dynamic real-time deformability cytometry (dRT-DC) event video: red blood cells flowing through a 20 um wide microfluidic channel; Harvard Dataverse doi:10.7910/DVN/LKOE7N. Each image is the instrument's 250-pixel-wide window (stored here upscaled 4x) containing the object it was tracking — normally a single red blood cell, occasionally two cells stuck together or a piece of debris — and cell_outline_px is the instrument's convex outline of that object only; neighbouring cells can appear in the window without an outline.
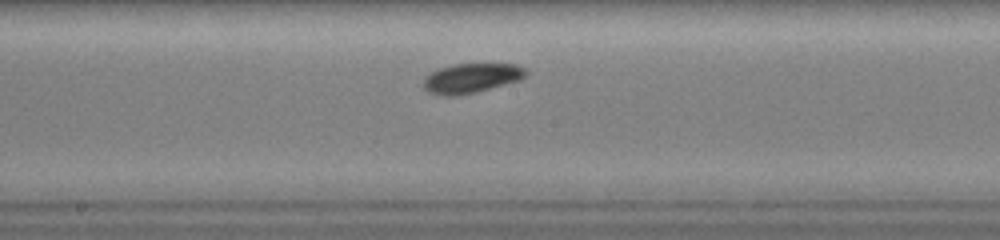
{"species": "common noctule bat (a hibernating species)", "species_latin": "Nyctalus noctula", "temperature_condition": "warm", "stored_images_in_passage": 30, "camera_frame_rate_fps": 3000, "um_per_image_px": 0.085, "animal": {"sex": "female", "body_mass_g": 19.0, "forearm_length_mm": 51.5}, "frame": {"image": 1, "passage_image": 14, "time_ms": 4.333, "image_size_px": [1000, 240], "cell_outline_px": [[528, 72], [520, 80], [476, 92], [456, 96], [444, 96], [428, 92], [424, 88], [424, 76], [440, 68], [452, 64], [516, 64], [528, 68]], "centroid_in_image_um": [40.08, 6.64], "position_along_channel_um": 208.1, "area_um2": 17.74}}
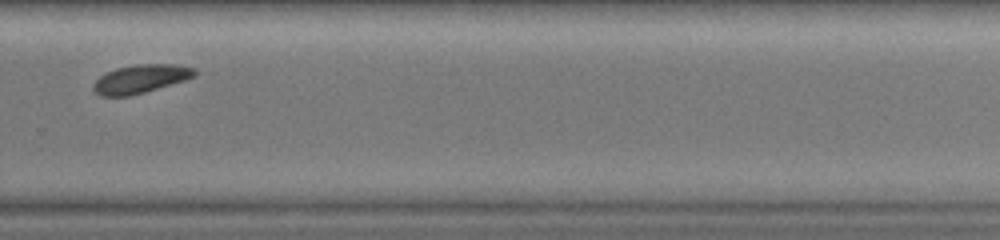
{"frame": {"image": 2, "passage_image": 22, "time_ms": 7.0, "image_size_px": [1000, 240], "cell_outline_px": [[196, 76], [184, 80], [132, 96], [100, 96], [92, 88], [96, 80], [100, 76], [116, 68], [136, 64], [172, 64], [192, 68], [196, 72]], "centroid_in_image_um": [11.93, 6.71], "position_along_channel_um": 317.9, "area_um2": 16.59}}
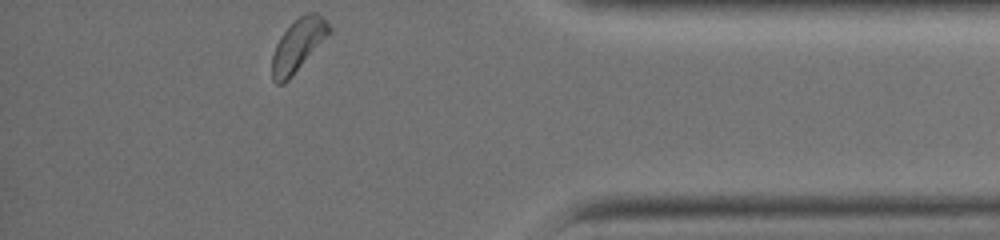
{"frame": {"image": 3, "passage_image": 30, "time_ms": 9.667, "image_size_px": [1000, 240], "cell_outline_px": [[332, 32], [292, 76], [284, 84], [276, 84], [272, 80], [272, 56], [276, 44], [280, 36], [304, 12], [316, 12], [332, 28]], "centroid_in_image_um": [25.34, 3.86], "position_along_channel_um": 409.9, "area_um2": 17.34}, "authors_computed_cell_mechanics": {"area_um2": 17.34, "velocity_mm_per_s": 4.1085, "shape_relaxation_time_tau1_ms": 0.8733, "shape_relaxation_time_tau2_ms": 4.7507, "deformation_change_tau1": 0.079, "deformation_change_tau2": 0.0444}}